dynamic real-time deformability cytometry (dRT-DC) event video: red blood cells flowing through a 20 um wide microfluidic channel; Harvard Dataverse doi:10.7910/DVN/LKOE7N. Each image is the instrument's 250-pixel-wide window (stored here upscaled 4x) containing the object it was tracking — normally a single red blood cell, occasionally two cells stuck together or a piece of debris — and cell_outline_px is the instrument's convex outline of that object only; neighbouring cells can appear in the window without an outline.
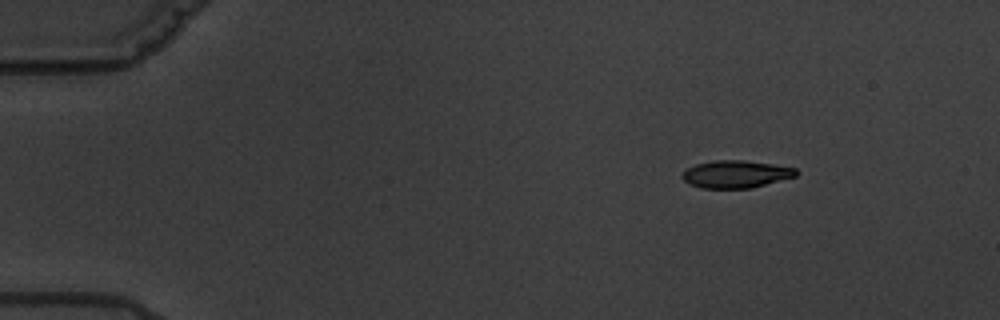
{"species": "common noctule bat (a hibernating species)", "species_latin": "Nyctalus noctula", "temperature_condition": "warm", "stored_images_in_passage": 5, "camera_frame_rate_fps": 3000, "um_per_image_px": 0.085, "animal": {"sex": "male", "body_mass_g": 19.5, "forearm_length_mm": 54.6}, "frame": {"image": 1, "passage_image": 1, "time_ms": 0.0, "image_size_px": [1000, 320], "cell_outline_px": [[800, 172], [796, 176], [752, 188], [700, 188], [688, 184], [680, 176], [688, 168], [696, 164], [716, 160], [744, 160], [772, 164], [796, 168]], "centroid_in_image_um": [62.55, 14.81], "position_along_channel_um": 22.4, "area_um2": 18.26}}
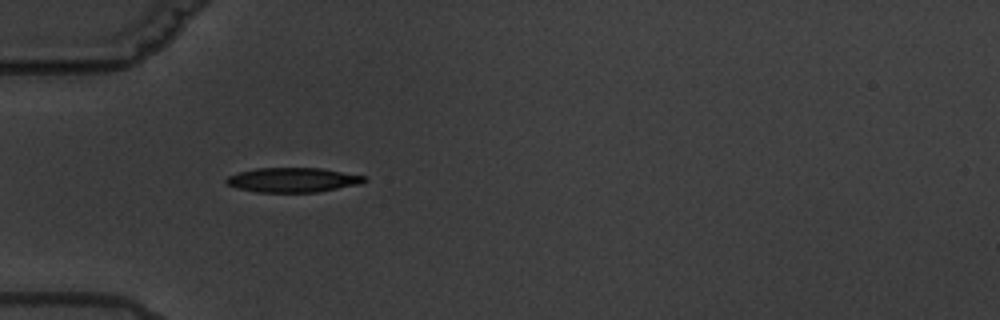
{"frame": {"image": 2, "passage_image": 4, "time_ms": 3.667, "image_size_px": [1000, 320], "cell_outline_px": [[368, 180], [360, 184], [316, 192], [256, 192], [236, 188], [228, 184], [224, 180], [228, 176], [236, 172], [256, 168], [320, 168], [364, 176]], "centroid_in_image_um": [24.84, 15.29], "position_along_channel_um": 60.2, "area_um2": 19.71}}